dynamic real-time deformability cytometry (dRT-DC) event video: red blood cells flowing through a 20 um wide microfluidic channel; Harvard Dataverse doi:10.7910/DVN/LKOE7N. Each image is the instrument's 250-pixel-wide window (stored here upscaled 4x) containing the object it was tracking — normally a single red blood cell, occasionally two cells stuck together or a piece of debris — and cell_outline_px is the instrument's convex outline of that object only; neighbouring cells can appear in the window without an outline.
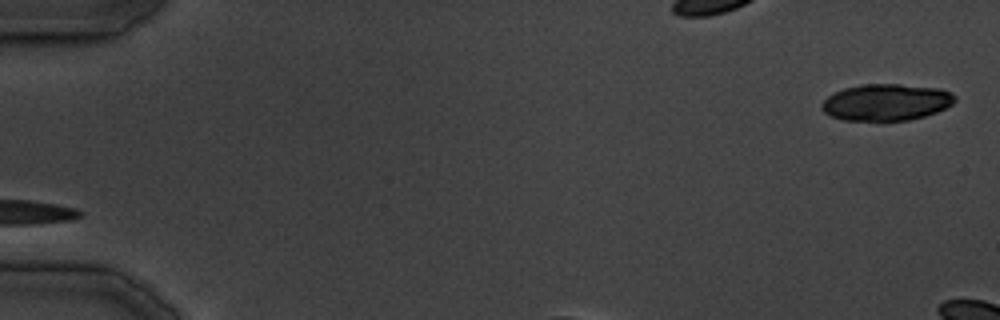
{"species": "common noctule bat (a hibernating species)", "species_latin": "Nyctalus noctula", "temperature_condition": "cold", "stored_images_in_passage": 6, "camera_frame_rate_fps": 3000, "um_per_image_px": 0.085, "animal": {"sex": "male", "body_mass_g": 19.5, "forearm_length_mm": 54.6}, "frame": {"image": 1, "passage_image": 1, "time_ms": 0.0, "image_size_px": [1000, 320], "cell_outline_px": [[956, 100], [952, 104], [936, 112], [924, 116], [908, 120], [844, 120], [832, 116], [824, 112], [820, 108], [820, 104], [828, 96], [844, 88], [860, 84], [900, 84], [940, 88], [956, 96]], "centroid_in_image_um": [75.32, 8.68], "position_along_channel_um": 9.7, "area_um2": 28.32}}